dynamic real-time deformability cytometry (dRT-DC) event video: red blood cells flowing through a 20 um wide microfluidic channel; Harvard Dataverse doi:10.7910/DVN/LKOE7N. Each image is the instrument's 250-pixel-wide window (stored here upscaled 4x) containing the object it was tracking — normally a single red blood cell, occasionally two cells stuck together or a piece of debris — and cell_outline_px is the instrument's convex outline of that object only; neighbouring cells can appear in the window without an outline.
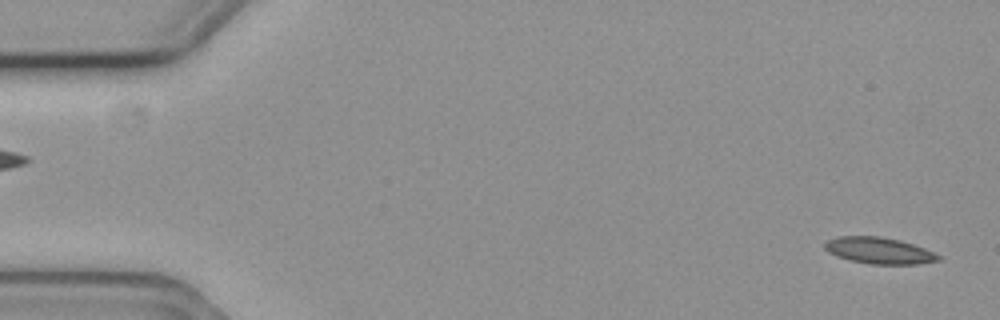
{"species": "common noctule bat (a hibernating species)", "species_latin": "Nyctalus noctula", "temperature_condition": "cold", "stored_images_in_passage": 6, "segment_of_instrument_passage": [2, 2], "camera_frame_rate_fps": 3000, "um_per_image_px": 0.085, "animal": {"sex": "female", "body_mass_g": 19.3, "forearm_length_mm": 54.1}, "frame": {"image": 1, "passage_image": 6, "time_ms": 1.667, "image_size_px": [1000, 320], "cell_outline_px": [[944, 256], [940, 260], [916, 264], [872, 264], [852, 260], [836, 256], [828, 252], [824, 248], [824, 244], [828, 240], [840, 236], [880, 236], [900, 240], [924, 248]], "centroid_in_image_um": [74.75, 21.29], "position_along_channel_um": 10.2, "area_um2": 17.46}}